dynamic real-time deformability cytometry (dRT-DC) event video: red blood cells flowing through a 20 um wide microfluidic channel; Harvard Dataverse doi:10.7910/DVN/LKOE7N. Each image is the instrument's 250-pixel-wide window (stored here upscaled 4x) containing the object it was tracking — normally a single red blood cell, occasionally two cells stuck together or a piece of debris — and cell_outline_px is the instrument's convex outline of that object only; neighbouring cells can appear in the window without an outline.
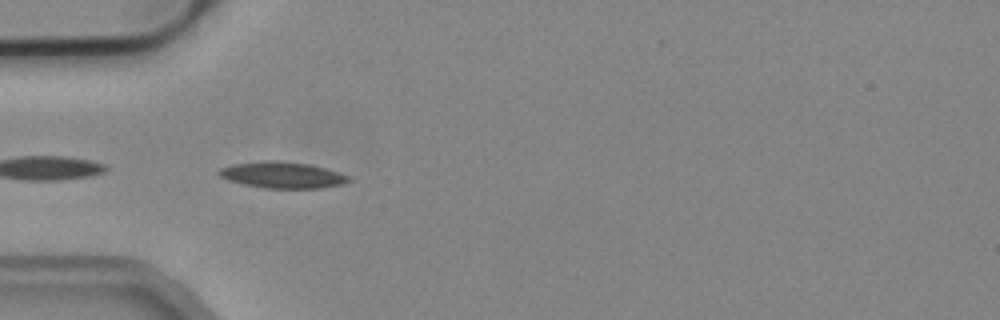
{"species": "common noctule bat (a hibernating species)", "species_latin": "Nyctalus noctula", "temperature_condition": "cold", "stored_images_in_passage": 13, "camera_frame_rate_fps": 3000, "um_per_image_px": 0.085, "animal": {"sex": "male", "body_mass_g": 19.2, "forearm_length_mm": 51.8}, "frame": {"image": 1, "passage_image": 6, "time_ms": 1.667, "image_size_px": [1000, 320], "cell_outline_px": [[352, 180], [344, 184], [320, 188], [264, 188], [244, 184], [228, 180], [220, 176], [216, 172], [220, 168], [232, 164], [272, 160], [276, 160], [308, 164], [324, 168], [348, 176]], "centroid_in_image_um": [23.98, 14.88], "position_along_channel_um": 61.0, "area_um2": 19.71}}